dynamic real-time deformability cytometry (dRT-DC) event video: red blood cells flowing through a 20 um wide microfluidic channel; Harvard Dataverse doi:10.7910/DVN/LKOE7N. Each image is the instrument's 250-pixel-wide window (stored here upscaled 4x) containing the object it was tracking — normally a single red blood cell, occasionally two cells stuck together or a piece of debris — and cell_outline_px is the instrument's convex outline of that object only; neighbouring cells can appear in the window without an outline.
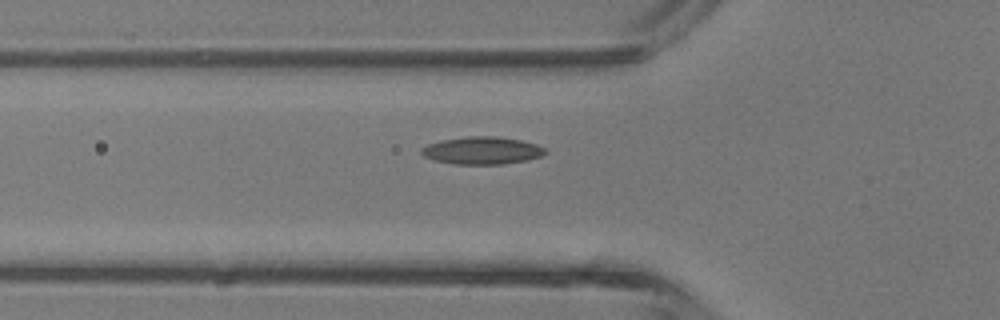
{"species": "common noctule bat (a hibernating species)", "species_latin": "Nyctalus noctula", "temperature_condition": "room temperature", "stored_images_in_passage": 26, "camera_frame_rate_fps": 3000, "um_per_image_px": 0.085, "animal": {"sex": "male", "body_mass_g": 13.3}, "frame": {"image": 1, "passage_image": 2, "time_ms": 0.333, "image_size_px": [1000, 320], "cell_outline_px": [[548, 152], [540, 156], [528, 160], [504, 164], [452, 164], [432, 160], [424, 156], [420, 152], [420, 148], [428, 144], [440, 140], [468, 136], [496, 136], [520, 140], [536, 144], [544, 148]], "centroid_in_image_um": [40.94, 12.8], "position_along_channel_um": 84.9, "area_um2": 20.0}}
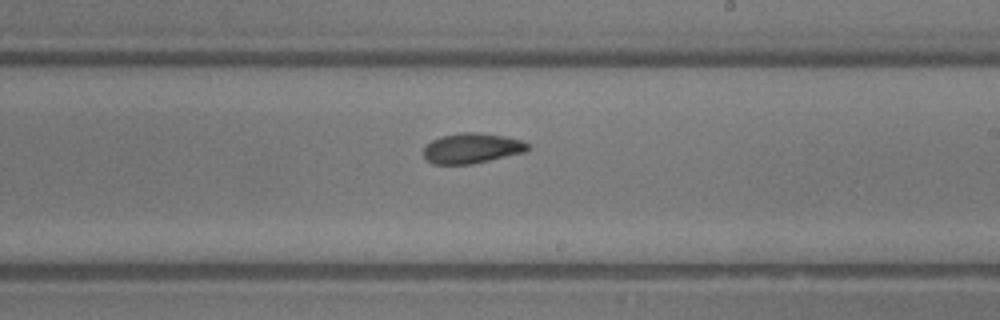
{"frame": {"image": 2, "passage_image": 12, "time_ms": 3.667, "image_size_px": [1000, 320], "cell_outline_px": [[528, 148], [524, 152], [472, 164], [432, 164], [424, 156], [424, 148], [432, 140], [440, 136], [460, 132], [476, 132], [504, 136], [524, 140], [528, 144]], "centroid_in_image_um": [40.1, 12.59], "position_along_channel_um": 248.9, "area_um2": 18.26}}
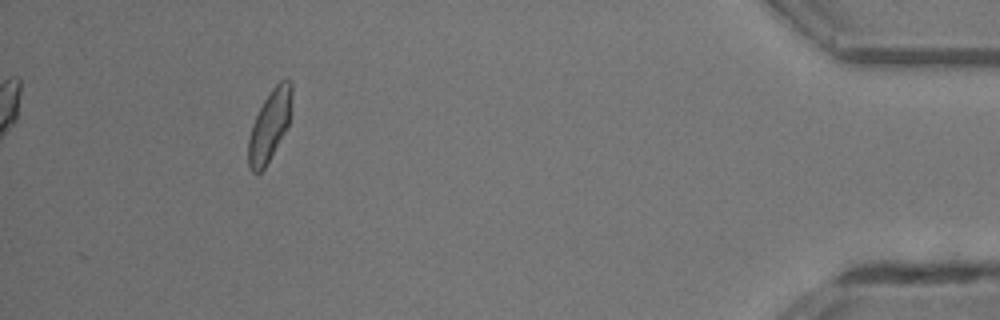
{"frame": {"image": 3, "passage_image": 26, "time_ms": 8.333, "image_size_px": [1000, 320], "cell_outline_px": [[292, 92], [288, 124], [284, 132], [264, 168], [260, 172], [252, 172], [248, 168], [248, 140], [252, 124], [264, 100], [272, 88], [280, 80], [288, 80], [292, 84]], "centroid_in_image_um": [22.89, 10.67], "position_along_channel_um": 412.3, "area_um2": 17.46}, "authors_computed_cell_mechanics": {"area_um2": 18.2359, "velocity_mm_per_s": 4.9062, "shape_relaxation_time_tau1_ms": 3.6621, "shape_relaxation_time_tau2_ms": 2.5661, "deformation_change_tau1": 0.1038, "deformation_change_tau2": 0.0888}}